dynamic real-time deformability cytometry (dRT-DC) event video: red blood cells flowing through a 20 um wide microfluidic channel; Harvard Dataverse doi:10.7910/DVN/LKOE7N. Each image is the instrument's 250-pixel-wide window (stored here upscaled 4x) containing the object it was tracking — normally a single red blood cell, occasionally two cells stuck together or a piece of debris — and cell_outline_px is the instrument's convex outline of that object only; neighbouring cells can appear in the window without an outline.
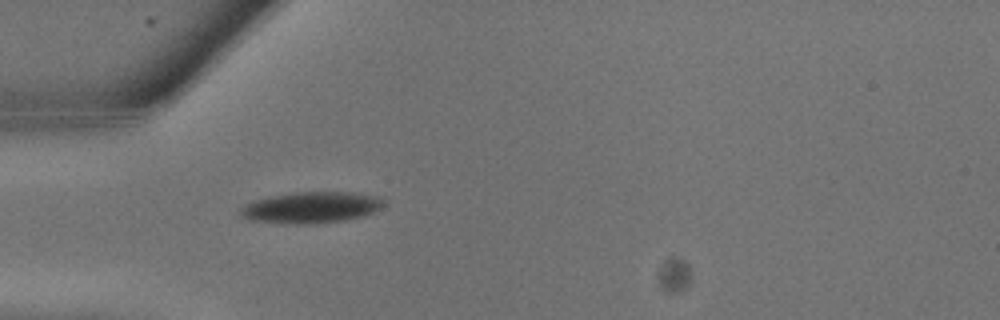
{"species": "common noctule bat (a hibernating species)", "species_latin": "Nyctalus noctula", "temperature_condition": "warm", "stored_images_in_passage": 3, "camera_frame_rate_fps": 3000, "um_per_image_px": 0.085, "animal": {"sex": "male", "body_mass_g": 13.3}, "frame": {"image": 1, "passage_image": 3, "time_ms": 0.667, "image_size_px": [1000, 320], "cell_outline_px": [[384, 204], [380, 208], [372, 212], [348, 220], [312, 224], [284, 224], [248, 220], [240, 216], [240, 208], [244, 204], [268, 196], [292, 192], [352, 192], [380, 196], [384, 200]], "centroid_in_image_um": [26.41, 17.64], "position_along_channel_um": 58.6, "area_um2": 26.47}}